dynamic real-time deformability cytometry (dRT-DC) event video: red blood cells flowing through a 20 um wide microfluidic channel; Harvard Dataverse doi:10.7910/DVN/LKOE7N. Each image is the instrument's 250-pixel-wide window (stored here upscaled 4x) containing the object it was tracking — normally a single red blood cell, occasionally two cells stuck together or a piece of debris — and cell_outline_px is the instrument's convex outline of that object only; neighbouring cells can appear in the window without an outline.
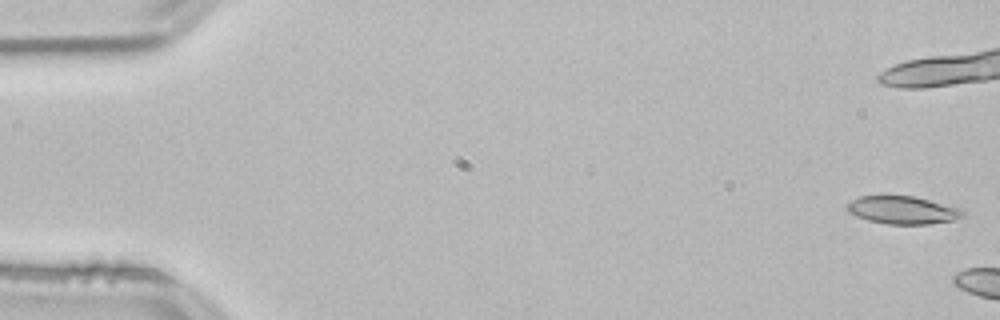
{"species": "common noctule bat (a hibernating species)", "species_latin": "Nyctalus noctula", "temperature_condition": "room temperature", "stored_images_in_passage": 5, "camera_frame_rate_fps": 3000, "um_per_image_px": 0.085, "animal": {"sex": "male", "body_mass_g": 21.5, "forearm_length_mm": 52.0}, "frame": {"image": 1, "passage_image": 1, "time_ms": 0.0, "image_size_px": [1000, 320], "cell_outline_px": [[964, 212], [960, 216], [952, 220], [928, 224], [888, 224], [868, 220], [856, 216], [848, 212], [848, 204], [852, 200], [860, 196], [916, 196], [960, 208]], "centroid_in_image_um": [76.71, 17.85], "position_along_channel_um": 8.3, "area_um2": 18.5}}